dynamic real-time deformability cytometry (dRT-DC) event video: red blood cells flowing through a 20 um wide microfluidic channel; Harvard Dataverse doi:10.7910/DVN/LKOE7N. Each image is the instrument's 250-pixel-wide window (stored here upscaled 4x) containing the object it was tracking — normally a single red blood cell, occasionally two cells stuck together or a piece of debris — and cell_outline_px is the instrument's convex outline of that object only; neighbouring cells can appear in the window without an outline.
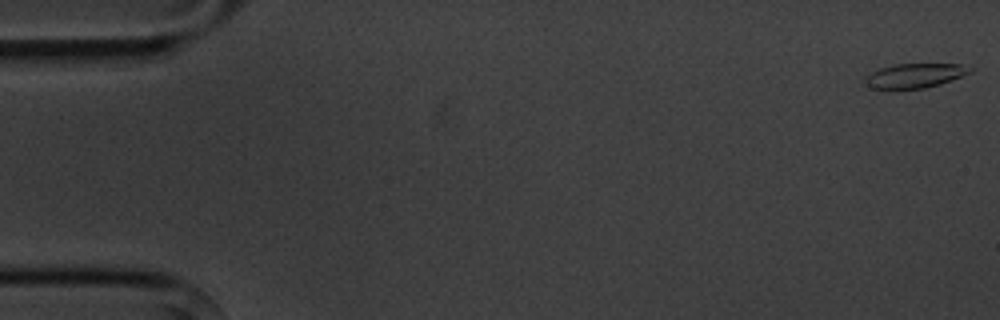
{"species": "common noctule bat (a hibernating species)", "species_latin": "Nyctalus noctula", "temperature_condition": "cold", "stored_images_in_passage": 5, "camera_frame_rate_fps": 3000, "um_per_image_px": 0.085, "animal": {"sex": "male", "body_mass_g": 20.1, "forearm_length_mm": 53.5}, "frame": {"image": 1, "passage_image": 1, "time_ms": 0.0, "image_size_px": [1000, 320], "cell_outline_px": [[972, 72], [940, 84], [924, 88], [892, 92], [872, 88], [864, 80], [864, 76], [880, 68], [896, 64], [960, 64], [972, 68]], "centroid_in_image_um": [77.69, 6.47], "position_along_channel_um": 7.3, "area_um2": 15.37}}